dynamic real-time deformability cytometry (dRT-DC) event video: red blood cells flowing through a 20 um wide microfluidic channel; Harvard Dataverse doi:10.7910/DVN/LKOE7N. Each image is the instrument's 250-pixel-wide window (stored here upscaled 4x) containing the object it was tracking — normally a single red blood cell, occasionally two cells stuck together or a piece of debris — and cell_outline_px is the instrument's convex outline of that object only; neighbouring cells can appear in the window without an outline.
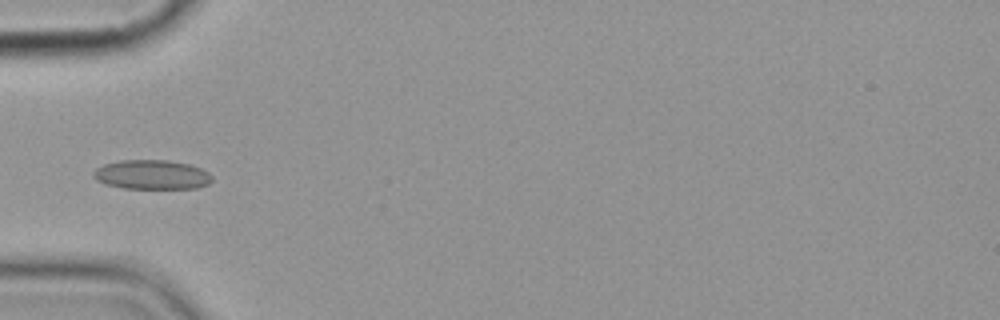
{"species": "common noctule bat (a hibernating species)", "species_latin": "Nyctalus noctula", "temperature_condition": "cold", "stored_images_in_passage": 8, "camera_frame_rate_fps": 3000, "um_per_image_px": 0.085, "animal": {"sex": "female", "body_mass_g": 19.9}, "frame": {"image": 1, "passage_image": 6, "time_ms": 6.0, "image_size_px": [1000, 320], "cell_outline_px": [[212, 180], [208, 184], [196, 188], [124, 188], [104, 184], [96, 180], [92, 176], [92, 172], [96, 168], [104, 164], [120, 160], [168, 160], [188, 164], [200, 168], [208, 172], [212, 176]], "centroid_in_image_um": [12.87, 14.84], "position_along_channel_um": 72.1, "area_um2": 20.35}}
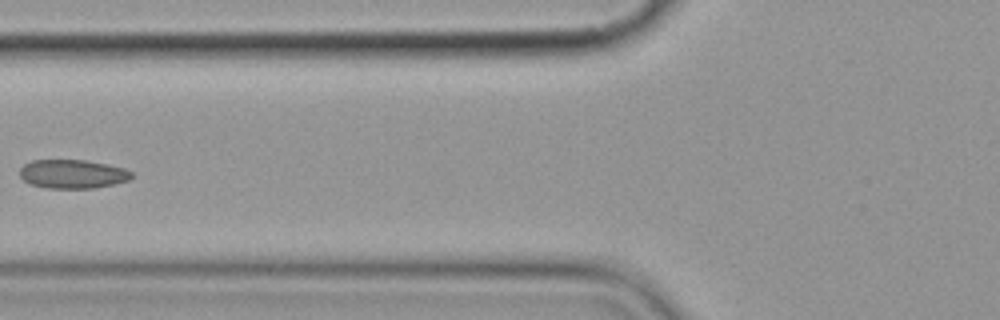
{"frame": {"image": 2, "passage_image": 7, "time_ms": 7.333, "image_size_px": [1000, 320], "cell_outline_px": [[132, 176], [128, 180], [112, 184], [92, 188], [48, 188], [32, 184], [24, 180], [20, 176], [20, 168], [24, 164], [32, 160], [88, 160], [108, 164], [124, 168], [132, 172]], "centroid_in_image_um": [6.17, 14.77], "position_along_channel_um": 119.6, "area_um2": 18.67}}
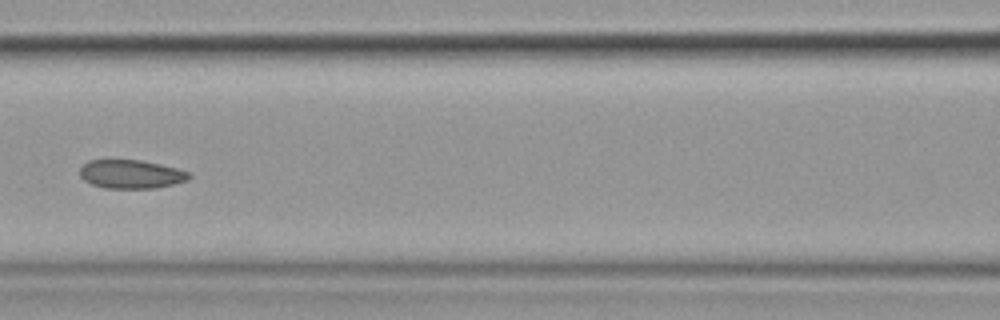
{"frame": {"image": 3, "passage_image": 8, "time_ms": 8.333, "image_size_px": [1000, 320], "cell_outline_px": [[192, 176], [188, 180], [156, 188], [104, 188], [92, 184], [84, 180], [80, 176], [80, 168], [88, 160], [140, 160], [160, 164], [176, 168], [188, 172]], "centroid_in_image_um": [11.13, 14.8], "position_along_channel_um": 155.5, "area_um2": 18.15}}